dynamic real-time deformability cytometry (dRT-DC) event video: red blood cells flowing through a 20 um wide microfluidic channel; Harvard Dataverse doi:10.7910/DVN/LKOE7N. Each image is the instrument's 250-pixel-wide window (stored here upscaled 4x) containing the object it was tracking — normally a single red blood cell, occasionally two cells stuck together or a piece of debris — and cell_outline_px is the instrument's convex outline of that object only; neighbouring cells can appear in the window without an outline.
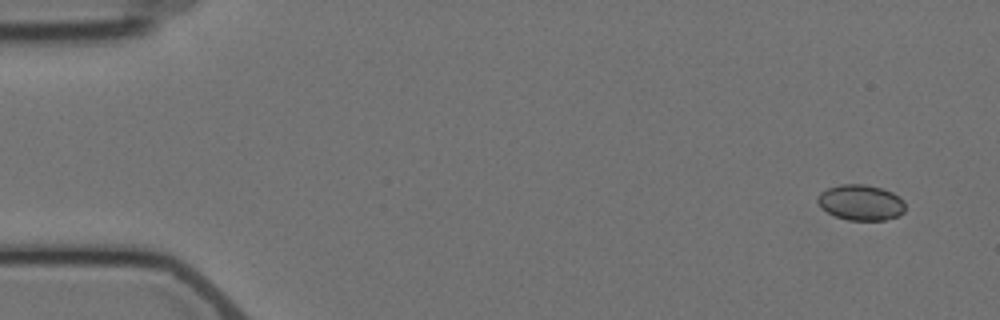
{"species": "Egyptian fruit bat (a non-hibernating species)", "species_latin": "Rousettus aegyptiacus", "temperature_condition": "cold", "stored_images_in_passage": 4, "camera_frame_rate_fps": 3000, "um_per_image_px": 0.085, "animal": {"sex": "female"}, "frame": {"image": 1, "passage_image": 1, "time_ms": 0.0, "image_size_px": [1000, 320], "cell_outline_px": [[904, 212], [896, 216], [884, 220], [848, 220], [836, 216], [828, 212], [816, 200], [816, 196], [820, 192], [828, 188], [840, 184], [864, 184], [880, 188], [892, 192], [900, 196], [904, 200]], "centroid_in_image_um": [73.17, 17.2], "position_along_channel_um": 11.8, "area_um2": 18.09}}
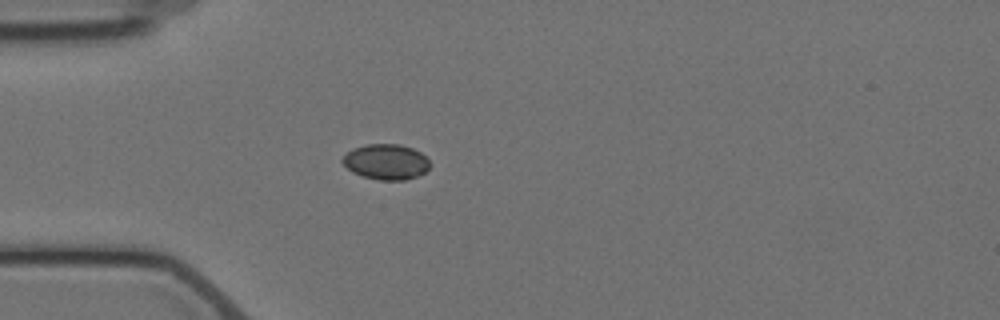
{"frame": {"image": 2, "passage_image": 4, "time_ms": 4.333, "image_size_px": [1000, 320], "cell_outline_px": [[432, 164], [424, 172], [416, 176], [404, 180], [380, 180], [364, 176], [352, 172], [340, 160], [352, 148], [364, 144], [400, 144], [412, 148], [420, 152]], "centroid_in_image_um": [32.81, 13.74], "position_along_channel_um": 52.2, "area_um2": 17.98}}